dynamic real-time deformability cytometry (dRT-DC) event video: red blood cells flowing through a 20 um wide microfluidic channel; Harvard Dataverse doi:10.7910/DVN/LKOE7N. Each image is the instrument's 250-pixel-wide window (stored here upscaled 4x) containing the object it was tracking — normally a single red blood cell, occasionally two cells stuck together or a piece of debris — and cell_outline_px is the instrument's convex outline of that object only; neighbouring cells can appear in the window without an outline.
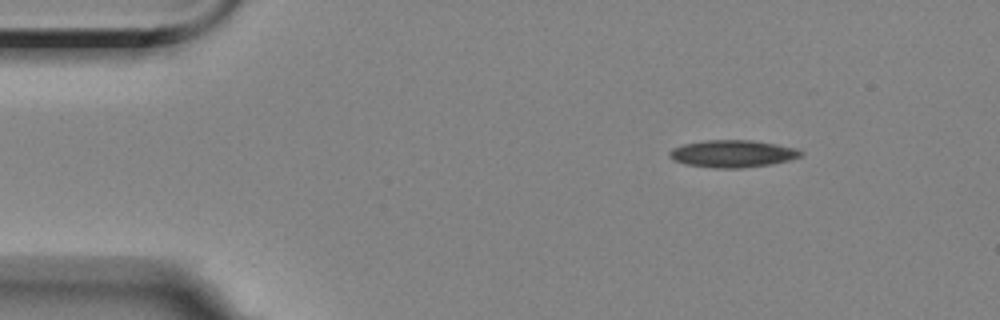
{"species": "Egyptian fruit bat (a non-hibernating species)", "species_latin": "Rousettus aegyptiacus", "temperature_condition": "room temperature", "stored_images_in_passage": 3, "camera_frame_rate_fps": 3000, "um_per_image_px": 0.085, "animal": {"sex": "female"}, "frame": {"image": 1, "passage_image": 1, "time_ms": 0.0, "image_size_px": [1000, 320], "cell_outline_px": [[804, 152], [800, 156], [788, 160], [772, 164], [740, 168], [716, 168], [688, 164], [672, 160], [668, 156], [668, 152], [672, 148], [684, 144], [704, 140], [752, 140], [776, 144], [796, 148]], "centroid_in_image_um": [62.25, 13.06], "position_along_channel_um": 22.7, "area_um2": 20.81}}
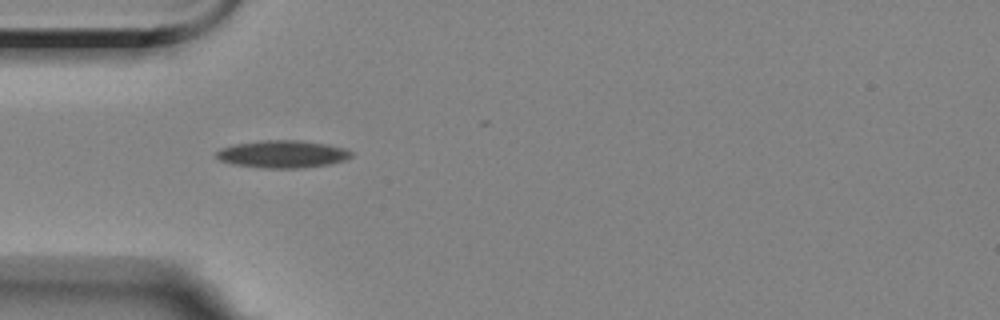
{"frame": {"image": 2, "passage_image": 2, "time_ms": 3.0, "image_size_px": [1000, 320], "cell_outline_px": [[352, 156], [344, 160], [328, 164], [296, 168], [268, 168], [236, 164], [220, 160], [216, 156], [216, 152], [220, 148], [236, 144], [260, 140], [304, 140], [328, 144], [344, 148], [352, 152]], "centroid_in_image_um": [24.03, 13.08], "position_along_channel_um": 61.0, "area_um2": 21.39}}
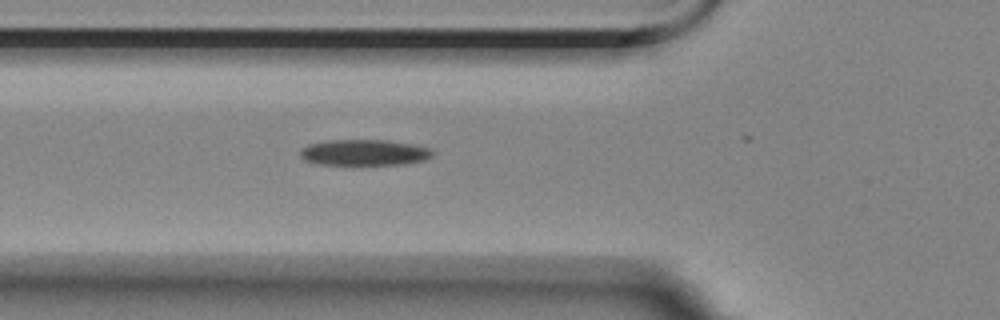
{"frame": {"image": 3, "passage_image": 3, "time_ms": 4.0, "image_size_px": [1000, 320], "cell_outline_px": [[432, 156], [424, 160], [404, 164], [316, 164], [304, 160], [300, 156], [300, 148], [308, 144], [328, 140], [388, 140], [412, 144], [428, 148], [432, 152]], "centroid_in_image_um": [30.9, 12.96], "position_along_channel_um": 94.9, "area_um2": 19.94}}